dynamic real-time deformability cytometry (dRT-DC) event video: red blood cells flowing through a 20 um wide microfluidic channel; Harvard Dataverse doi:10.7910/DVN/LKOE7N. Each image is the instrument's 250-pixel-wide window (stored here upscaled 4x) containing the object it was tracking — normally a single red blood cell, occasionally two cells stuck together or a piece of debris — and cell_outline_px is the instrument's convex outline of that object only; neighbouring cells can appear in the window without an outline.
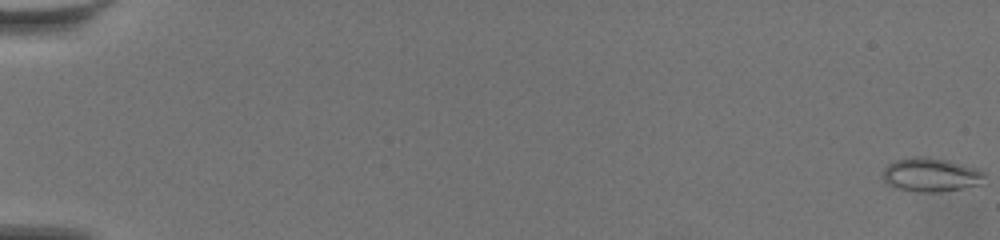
{"species": "common noctule bat (a hibernating species)", "species_latin": "Nyctalus noctula", "temperature_condition": "warm", "stored_images_in_passage": 62, "camera_frame_rate_fps": 3000, "um_per_image_px": 0.085, "animal": {"sex": "female", "body_mass_g": 19.5, "forearm_length_mm": 54.1}, "frame": {"image": 1, "passage_image": 1, "time_ms": 0.0, "image_size_px": [1000, 240], "cell_outline_px": [[984, 184], [940, 192], [916, 192], [892, 188], [884, 180], [884, 168], [888, 164], [896, 160], [916, 156], [944, 160], [976, 168], [984, 172]], "centroid_in_image_um": [79.11, 14.89], "position_along_channel_um": 5.9, "area_um2": 19.94}}
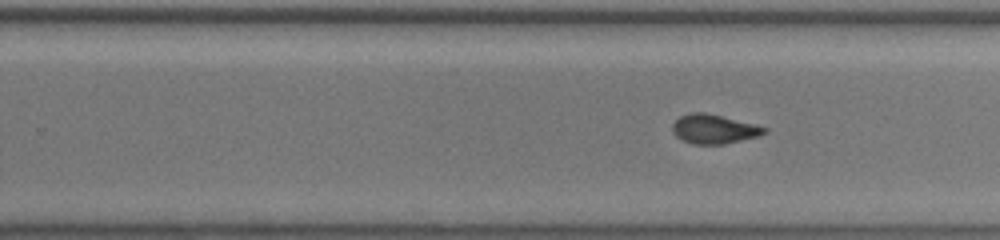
{"frame": {"image": 2, "passage_image": 41, "time_ms": 13.333, "image_size_px": [1000, 240], "cell_outline_px": [[768, 132], [760, 136], [724, 144], [692, 144], [680, 140], [672, 132], [672, 124], [680, 116], [692, 112], [704, 112], [756, 124], [768, 128]], "centroid_in_image_um": [60.69, 10.98], "position_along_channel_um": 269.1, "area_um2": 15.84}}
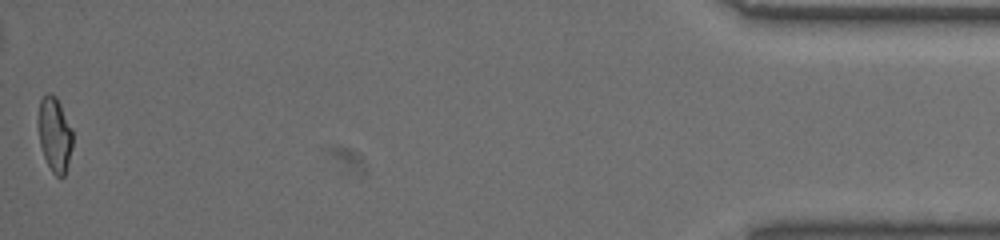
{"frame": {"image": 3, "passage_image": 62, "time_ms": 20.333, "image_size_px": [1000, 240], "cell_outline_px": [[72, 148], [68, 164], [64, 176], [60, 180], [52, 172], [44, 156], [40, 144], [36, 120], [40, 100], [48, 92], [56, 96], [72, 128]], "centroid_in_image_um": [4.63, 11.43], "position_along_channel_um": 430.6, "area_um2": 15.26}, "authors_computed_cell_mechanics": {"area_um2": 15.8372, "velocity_mm_per_s": 3.5265, "shape_relaxation_time_tau1_ms": null, "shape_relaxation_time_tau2_ms": 1.3298, "deformation_change_tau1": null, "deformation_change_tau2": 0.0769}}